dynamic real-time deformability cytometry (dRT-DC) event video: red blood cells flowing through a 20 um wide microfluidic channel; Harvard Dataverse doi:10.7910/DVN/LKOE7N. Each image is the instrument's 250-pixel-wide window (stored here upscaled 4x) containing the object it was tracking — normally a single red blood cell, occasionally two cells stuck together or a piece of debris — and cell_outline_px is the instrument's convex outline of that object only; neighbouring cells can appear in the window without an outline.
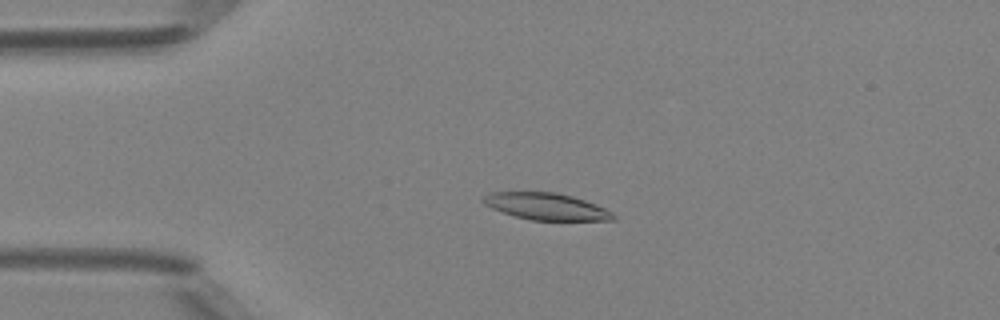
{"species": "Egyptian fruit bat (a non-hibernating species)", "species_latin": "Rousettus aegyptiacus", "temperature_condition": "room temperature", "stored_images_in_passage": 50, "camera_frame_rate_fps": 3000, "um_per_image_px": 0.085, "animal": {"sex": "female"}, "frame": {"image": 1, "passage_image": 12, "time_ms": 3.667, "image_size_px": [1000, 320], "cell_outline_px": [[616, 220], [532, 220], [516, 216], [492, 208], [484, 204], [480, 200], [484, 196], [492, 192], [556, 192], [572, 196], [596, 204], [612, 212], [616, 216]], "centroid_in_image_um": [46.44, 17.54], "position_along_channel_um": 38.6, "area_um2": 20.17}}
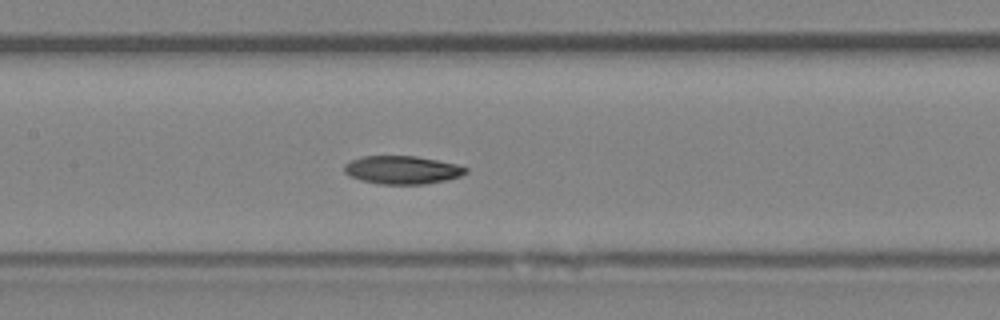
{"frame": {"image": 2, "passage_image": 24, "time_ms": 7.667, "image_size_px": [1000, 320], "cell_outline_px": [[468, 172], [460, 176], [444, 180], [424, 184], [380, 184], [360, 180], [348, 176], [344, 172], [344, 164], [360, 156], [416, 156], [456, 164], [468, 168]], "centroid_in_image_um": [34.15, 14.44], "position_along_channel_um": 173.2, "area_um2": 19.94}}
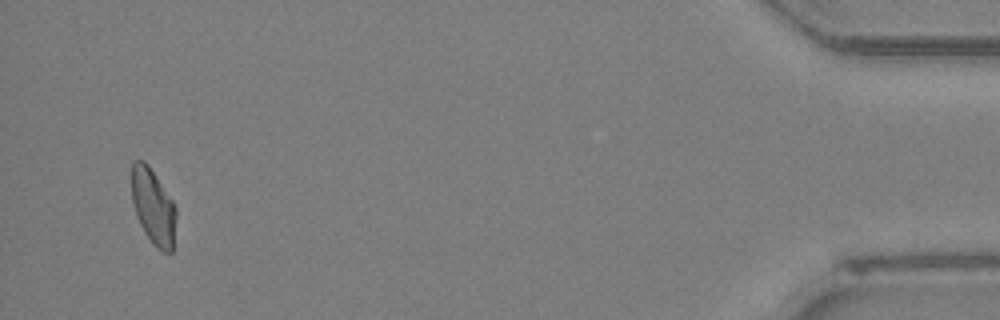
{"frame": {"image": 3, "passage_image": 48, "time_ms": 15.667, "image_size_px": [1000, 320], "cell_outline_px": [[176, 216], [172, 252], [164, 252], [156, 248], [152, 244], [144, 232], [136, 216], [132, 200], [132, 160], [144, 160], [148, 164], [172, 200], [176, 208]], "centroid_in_image_um": [13.01, 17.57], "position_along_channel_um": 422.2, "area_um2": 19.59}, "authors_computed_cell_mechanics": {"area_um2": 20.0855, "velocity_mm_per_s": 4.1469, "shape_relaxation_time_tau1_ms": 4.6186, "shape_relaxation_time_tau2_ms": 6.7622, "deformation_change_tau1": 0.1547, "deformation_change_tau2": 0.1179}}